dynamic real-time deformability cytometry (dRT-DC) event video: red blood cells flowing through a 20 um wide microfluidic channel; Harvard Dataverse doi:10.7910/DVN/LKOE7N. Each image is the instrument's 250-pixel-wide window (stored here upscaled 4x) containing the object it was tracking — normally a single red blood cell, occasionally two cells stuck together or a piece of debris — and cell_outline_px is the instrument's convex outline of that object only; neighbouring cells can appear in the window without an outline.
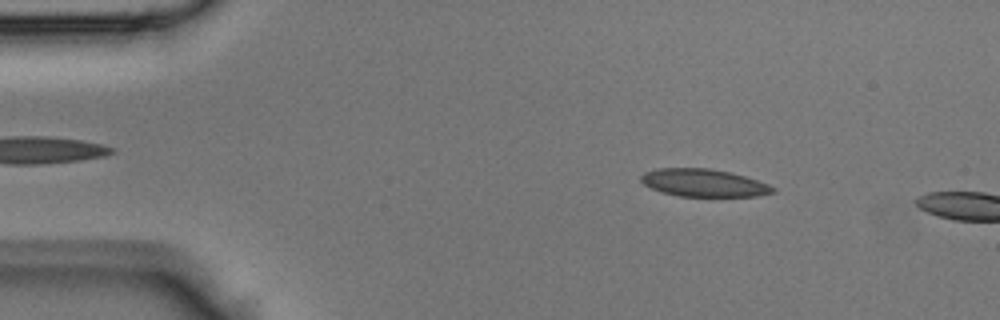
{"species": "Egyptian fruit bat (a non-hibernating species)", "species_latin": "Rousettus aegyptiacus", "temperature_condition": "room temperature", "stored_images_in_passage": 12, "camera_frame_rate_fps": 3000, "um_per_image_px": 0.085, "animal": {"sex": "male"}, "frame": {"image": 1, "passage_image": 6, "time_ms": 1.667, "image_size_px": [1000, 320], "cell_outline_px": [[776, 192], [756, 196], [680, 196], [664, 192], [652, 188], [644, 184], [640, 180], [640, 176], [644, 172], [660, 168], [708, 168], [728, 172], [744, 176], [768, 184], [776, 188]], "centroid_in_image_um": [59.82, 15.54], "position_along_channel_um": 25.2, "area_um2": 20.98}}